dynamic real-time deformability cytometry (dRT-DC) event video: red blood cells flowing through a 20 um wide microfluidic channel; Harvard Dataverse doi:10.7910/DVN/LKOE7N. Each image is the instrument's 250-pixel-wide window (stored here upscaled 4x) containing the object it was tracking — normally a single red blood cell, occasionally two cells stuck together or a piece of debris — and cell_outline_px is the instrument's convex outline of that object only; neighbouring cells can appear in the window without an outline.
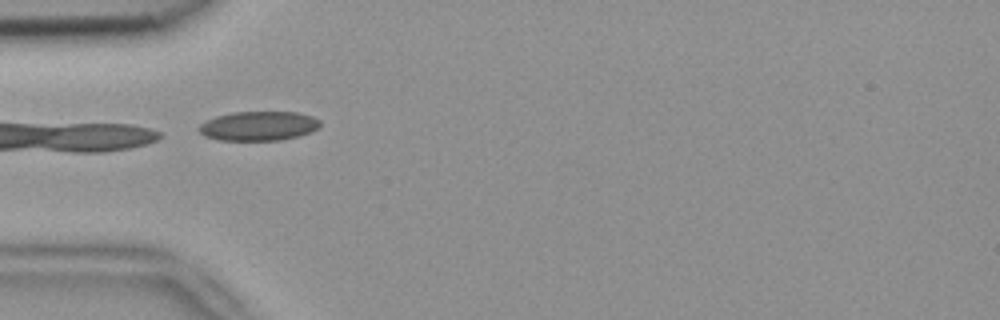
{"species": "common noctule bat (a hibernating species)", "species_latin": "Nyctalus noctula", "temperature_condition": "room temperature", "stored_images_in_passage": 8, "camera_frame_rate_fps": 3000, "um_per_image_px": 0.085, "animal": {"sex": "female", "body_mass_g": 18.4}, "frame": {"image": 1, "passage_image": 4, "time_ms": 1.0, "image_size_px": [1000, 320], "cell_outline_px": [[320, 128], [300, 136], [280, 140], [220, 140], [204, 136], [196, 128], [200, 124], [216, 116], [232, 112], [296, 112], [312, 116], [320, 120]], "centroid_in_image_um": [21.99, 10.71], "position_along_channel_um": 63.0, "area_um2": 20.81}}
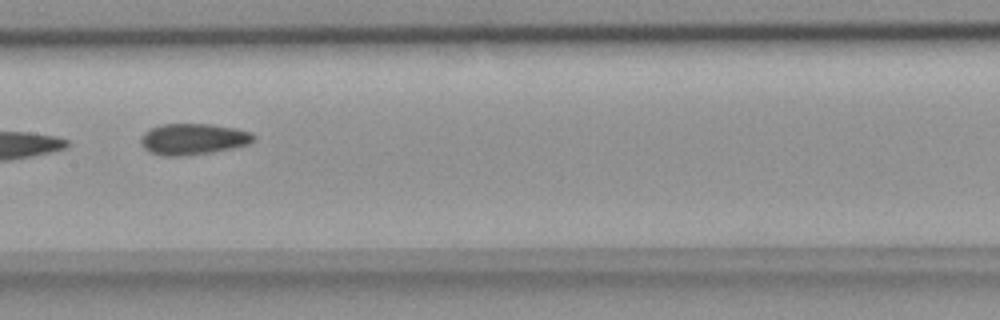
{"frame": {"image": 2, "passage_image": 7, "time_ms": 2.0, "image_size_px": [1000, 320], "cell_outline_px": [[256, 140], [248, 144], [232, 148], [212, 152], [180, 156], [164, 156], [148, 152], [140, 144], [140, 136], [148, 128], [160, 124], [212, 124], [236, 128], [252, 132], [256, 136]], "centroid_in_image_um": [16.4, 11.81], "position_along_channel_um": 191.0, "area_um2": 20.87}}
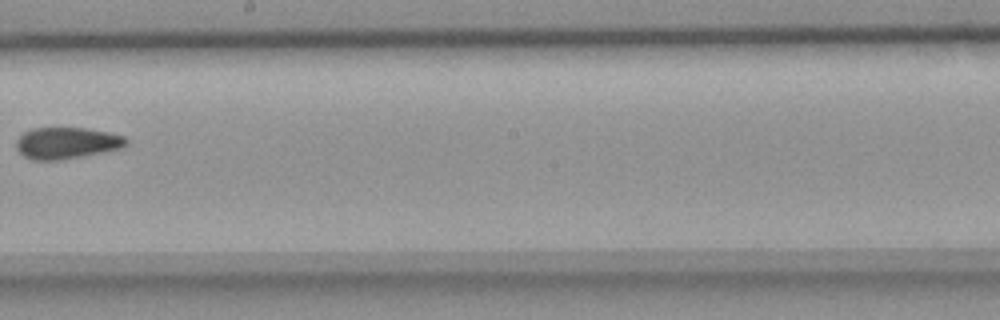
{"frame": {"image": 3, "passage_image": 8, "time_ms": 2.333, "image_size_px": [1000, 320], "cell_outline_px": [[128, 144], [120, 148], [60, 160], [32, 160], [24, 156], [16, 148], [16, 140], [24, 132], [32, 128], [88, 128], [108, 132], [124, 136], [128, 140]], "centroid_in_image_um": [5.65, 12.15], "position_along_channel_um": 242.6, "area_um2": 20.06}}